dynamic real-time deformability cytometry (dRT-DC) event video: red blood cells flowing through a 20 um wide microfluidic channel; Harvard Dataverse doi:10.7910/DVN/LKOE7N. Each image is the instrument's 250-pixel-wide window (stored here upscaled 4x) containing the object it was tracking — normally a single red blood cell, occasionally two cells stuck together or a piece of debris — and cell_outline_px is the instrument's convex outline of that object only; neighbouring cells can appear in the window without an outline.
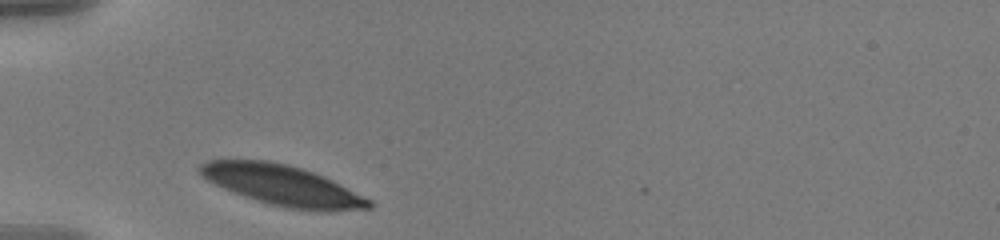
{"species": "human", "species_latin": "Homo sapiens", "temperature_condition": "warm", "stored_images_in_passage": 33, "camera_frame_rate_fps": 3000, "um_per_image_px": 0.085, "donor": {"sex": "male"}, "frame": {"image": 1, "passage_image": 1, "time_ms": 0.0, "image_size_px": [1000, 240], "cell_outline_px": [[376, 204], [372, 208], [332, 212], [288, 208], [256, 200], [244, 196], [224, 188], [200, 176], [196, 168], [200, 164], [208, 160], [268, 160], [288, 164], [324, 176], [372, 200]], "centroid_in_image_um": [24.04, 15.76], "position_along_channel_um": 61.0, "area_um2": 39.82}}
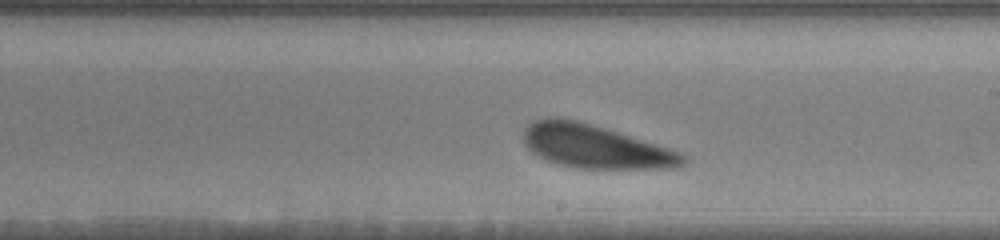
{"frame": {"image": 2, "passage_image": 17, "time_ms": 5.333, "image_size_px": [1000, 240], "cell_outline_px": [[688, 160], [680, 168], [580, 168], [560, 164], [548, 160], [532, 152], [524, 144], [524, 132], [528, 124], [532, 120], [544, 116], [556, 116], [576, 120], [604, 128], [668, 148], [684, 156]], "centroid_in_image_um": [50.54, 12.43], "position_along_channel_um": 238.5, "area_um2": 39.88}}
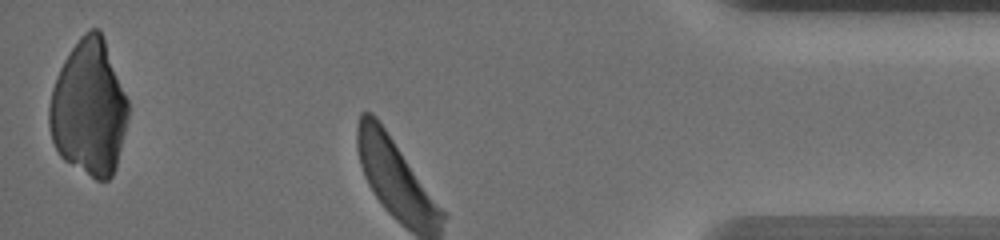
{"frame": {"image": 3, "passage_image": 33, "time_ms": 10.667, "image_size_px": [1000, 240], "cell_outline_px": [[128, 116], [116, 168], [112, 176], [108, 180], [96, 180], [64, 160], [60, 156], [52, 140], [48, 124], [48, 104], [52, 88], [56, 76], [64, 60], [80, 36], [88, 28], [100, 28], [104, 36], [128, 100]], "centroid_in_image_um": [7.55, 9.16], "position_along_channel_um": 427.6, "area_um2": 62.66}, "authors_computed_cell_mechanics": {"area_um2": 41.2114, "velocity_mm_per_s": 3.5008, "shape_relaxation_time_tau1_ms": null, "shape_relaxation_time_tau2_ms": 8.2992, "deformation_change_tau1": null, "deformation_change_tau2": 0.1803}}